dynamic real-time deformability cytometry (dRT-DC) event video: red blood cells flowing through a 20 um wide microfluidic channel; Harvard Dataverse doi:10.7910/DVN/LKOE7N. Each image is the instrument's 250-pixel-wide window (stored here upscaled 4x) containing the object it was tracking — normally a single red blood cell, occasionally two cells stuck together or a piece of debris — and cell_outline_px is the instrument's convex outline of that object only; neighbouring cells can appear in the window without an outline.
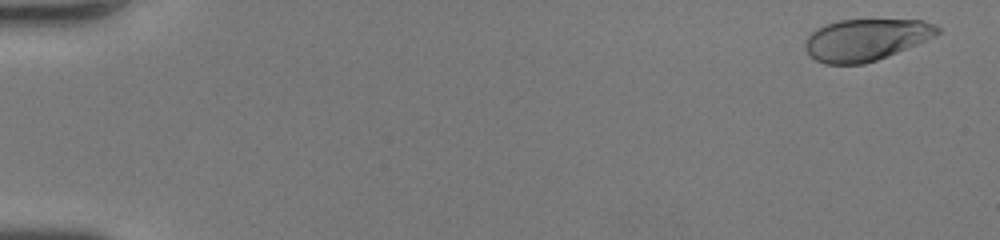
{"species": "human", "species_latin": "Homo sapiens", "temperature_condition": "room temperature", "stored_images_in_passage": 48, "camera_frame_rate_fps": 3000, "um_per_image_px": 0.085, "donor": {"sex": "female"}, "frame": {"image": 1, "passage_image": 2, "time_ms": 0.333, "image_size_px": [1000, 240], "cell_outline_px": [[940, 32], [916, 44], [876, 60], [864, 64], [824, 64], [816, 60], [804, 48], [804, 40], [816, 28], [824, 24], [840, 20], [924, 20], [936, 24], [940, 28]], "centroid_in_image_um": [73.56, 3.37], "position_along_channel_um": 11.4, "area_um2": 31.96}}
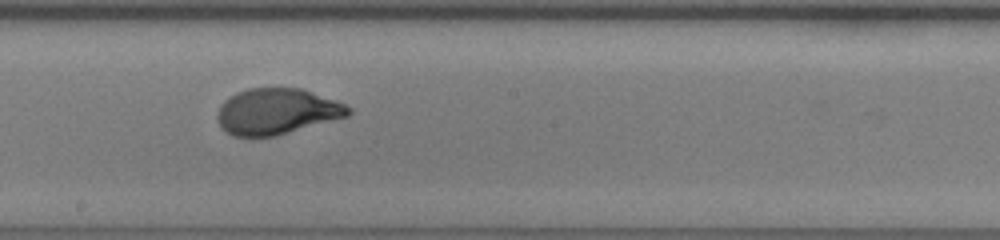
{"frame": {"image": 2, "passage_image": 28, "time_ms": 9.0, "image_size_px": [1000, 240], "cell_outline_px": [[352, 112], [348, 116], [276, 136], [232, 136], [220, 128], [216, 120], [216, 116], [224, 100], [236, 92], [248, 88], [300, 88], [336, 100], [352, 108]], "centroid_in_image_um": [23.51, 9.48], "position_along_channel_um": 224.7, "area_um2": 35.2}}
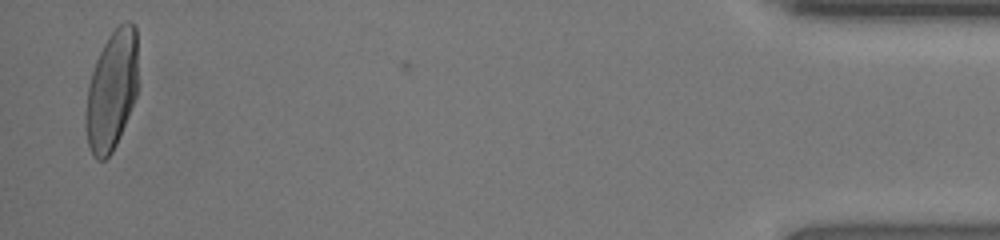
{"frame": {"image": 3, "passage_image": 47, "time_ms": 15.333, "image_size_px": [1000, 240], "cell_outline_px": [[136, 96], [116, 144], [112, 152], [104, 160], [96, 160], [92, 156], [88, 144], [84, 124], [84, 112], [88, 84], [96, 60], [108, 36], [120, 24], [128, 20], [132, 20], [136, 28]], "centroid_in_image_um": [9.45, 7.71], "position_along_channel_um": 425.7, "area_um2": 36.36}, "authors_computed_cell_mechanics": {"area_um2": 35.1424, "velocity_mm_per_s": 4.4646, "shape_relaxation_time_tau1_ms": 2.8122, "shape_relaxation_time_tau2_ms": null, "deformation_change_tau1": 0.1959, "deformation_change_tau2": null}}